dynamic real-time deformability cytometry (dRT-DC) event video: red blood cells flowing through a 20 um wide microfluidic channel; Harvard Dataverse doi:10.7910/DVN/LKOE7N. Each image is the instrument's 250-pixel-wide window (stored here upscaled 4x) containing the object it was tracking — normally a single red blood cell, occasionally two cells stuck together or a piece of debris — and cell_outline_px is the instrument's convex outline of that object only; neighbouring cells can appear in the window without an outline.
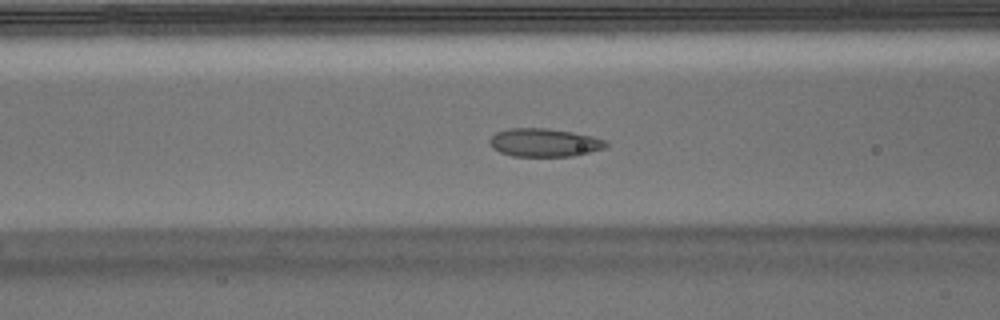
{"species": "Egyptian fruit bat (a non-hibernating species)", "species_latin": "Rousettus aegyptiacus", "temperature_condition": "warm", "stored_images_in_passage": 48, "camera_frame_rate_fps": 3000, "um_per_image_px": 0.085, "animal": {"sex": "male"}, "frame": {"image": 1, "passage_image": 15, "time_ms": 4.667, "image_size_px": [1000, 320], "cell_outline_px": [[608, 144], [604, 148], [572, 156], [512, 156], [500, 152], [492, 148], [488, 140], [496, 132], [508, 128], [548, 128], [572, 132], [592, 136], [604, 140]], "centroid_in_image_um": [46.22, 12.11], "position_along_channel_um": 120.4, "area_um2": 19.07}}
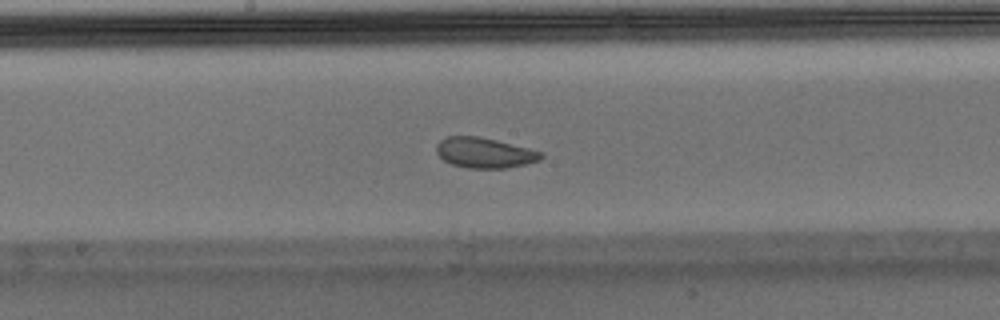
{"frame": {"image": 2, "passage_image": 22, "time_ms": 7.0, "image_size_px": [1000, 320], "cell_outline_px": [[544, 156], [540, 160], [524, 164], [504, 168], [468, 168], [452, 164], [444, 160], [436, 152], [436, 144], [440, 140], [448, 136], [476, 136], [496, 140], [544, 152]], "centroid_in_image_um": [41.18, 12.98], "position_along_channel_um": 207.0, "area_um2": 18.38}}
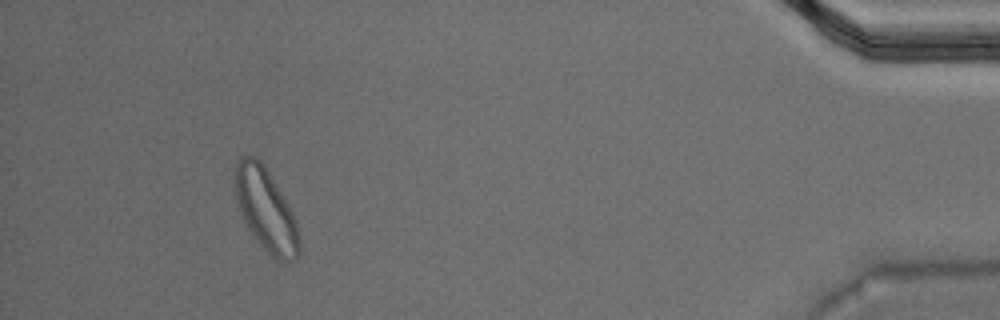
{"frame": {"image": 3, "passage_image": 44, "time_ms": 14.333, "image_size_px": [1000, 320], "cell_outline_px": [[300, 252], [296, 260], [284, 264], [276, 260], [260, 244], [248, 228], [240, 212], [232, 184], [232, 176], [236, 160], [244, 152], [256, 156], [264, 164], [284, 200], [296, 224], [300, 240]], "centroid_in_image_um": [22.53, 17.79], "position_along_channel_um": 412.7, "area_um2": 31.15}, "authors_computed_cell_mechanics": {"area_um2": 20.0855, "velocity_mm_per_s": 3.7105, "shape_relaxation_time_tau1_ms": 4.7479, "shape_relaxation_time_tau2_ms": 2.7582, "deformation_change_tau1": 0.1385, "deformation_change_tau2": 0.0629}}